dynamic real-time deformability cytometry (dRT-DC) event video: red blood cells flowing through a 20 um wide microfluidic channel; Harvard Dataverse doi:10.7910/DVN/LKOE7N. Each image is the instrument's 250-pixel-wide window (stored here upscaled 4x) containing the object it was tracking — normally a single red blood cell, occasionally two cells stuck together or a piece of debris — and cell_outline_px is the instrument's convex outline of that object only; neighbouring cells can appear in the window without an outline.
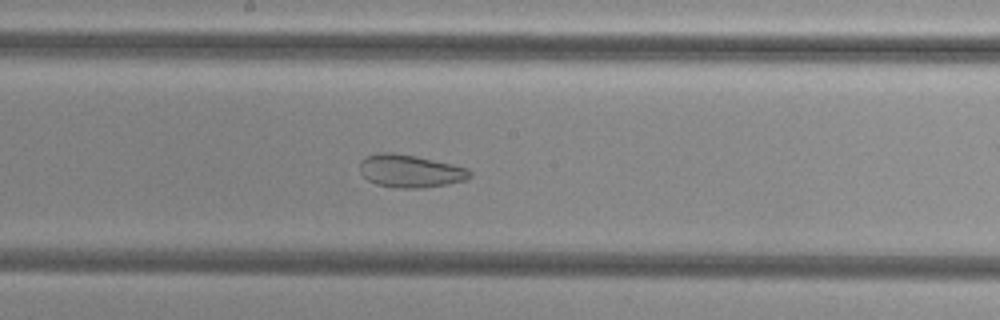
{"species": "common noctule bat (a hibernating species)", "species_latin": "Nyctalus noctula", "temperature_condition": "cold", "stored_images_in_passage": 53, "camera_frame_rate_fps": 3000, "um_per_image_px": 0.085, "animal": {"sex": "female", "body_mass_g": 29.2, "forearm_length_mm": 56.3}, "frame": {"image": 1, "passage_image": 27, "time_ms": 8.667, "image_size_px": [1000, 320], "cell_outline_px": [[472, 176], [464, 180], [448, 184], [420, 188], [396, 188], [376, 184], [368, 180], [360, 172], [360, 160], [364, 156], [376, 152], [392, 152], [416, 156], [452, 164], [468, 168], [472, 172]], "centroid_in_image_um": [34.84, 14.53], "position_along_channel_um": 213.4, "area_um2": 21.21}}
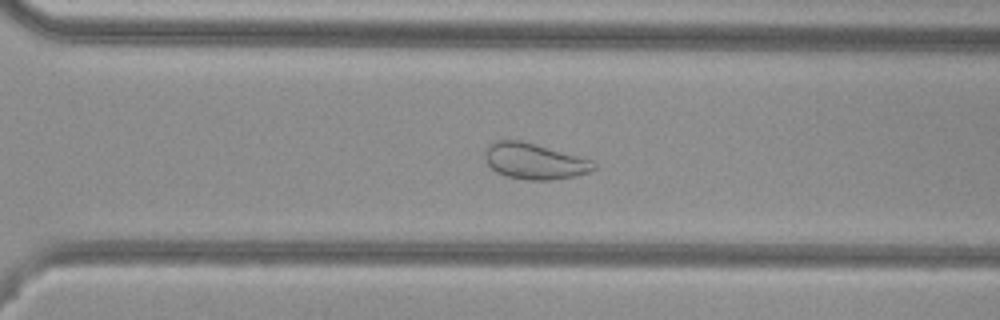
{"frame": {"image": 2, "passage_image": 36, "time_ms": 11.667, "image_size_px": [1000, 320], "cell_outline_px": [[596, 168], [588, 172], [576, 176], [548, 180], [524, 180], [508, 176], [496, 172], [484, 160], [484, 148], [488, 144], [496, 140], [520, 140], [536, 144], [592, 160], [596, 164]], "centroid_in_image_um": [45.38, 13.69], "position_along_channel_um": 325.2, "area_um2": 22.89}}
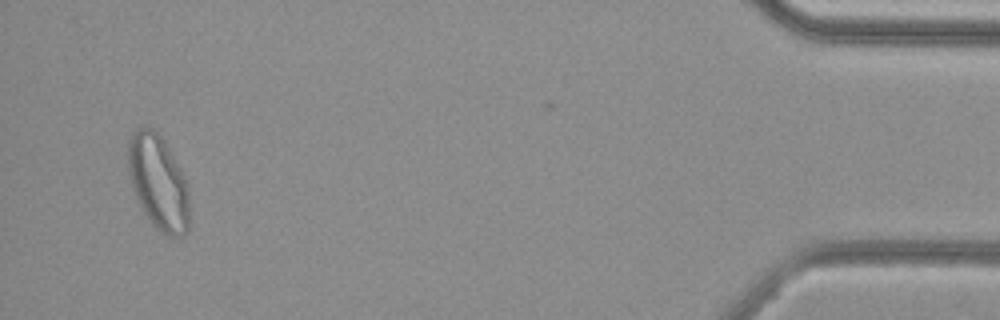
{"frame": {"image": 3, "passage_image": 50, "time_ms": 16.333, "image_size_px": [1000, 320], "cell_outline_px": [[188, 232], [184, 236], [168, 236], [160, 232], [152, 224], [140, 208], [136, 200], [132, 188], [128, 172], [128, 140], [132, 132], [140, 128], [152, 128], [164, 140], [180, 168], [188, 184]], "centroid_in_image_um": [13.44, 15.52], "position_along_channel_um": 421.8, "area_um2": 34.04}, "authors_computed_cell_mechanics": {"area_um2": 29.189, "velocity_mm_per_s": 3.7312, "shape_relaxation_time_tau1_ms": null, "shape_relaxation_time_tau2_ms": 1.8551, "deformation_change_tau1": null, "deformation_change_tau2": 0.0798}}